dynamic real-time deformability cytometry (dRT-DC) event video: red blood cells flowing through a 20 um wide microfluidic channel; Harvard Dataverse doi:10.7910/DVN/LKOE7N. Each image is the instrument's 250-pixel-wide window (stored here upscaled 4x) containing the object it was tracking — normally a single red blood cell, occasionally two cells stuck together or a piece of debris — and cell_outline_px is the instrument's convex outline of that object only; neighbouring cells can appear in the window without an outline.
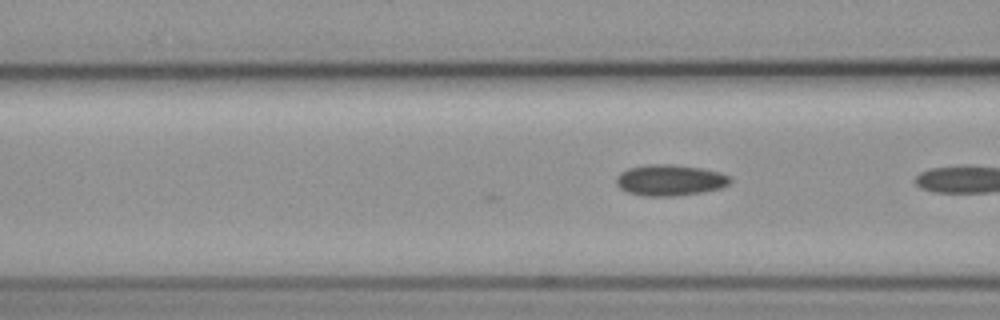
{"species": "common noctule bat (a hibernating species)", "species_latin": "Nyctalus noctula", "temperature_condition": "cold", "stored_images_in_passage": 5, "camera_frame_rate_fps": 3000, "um_per_image_px": 0.085, "animal": {"sex": "female", "body_mass_g": 19.3, "forearm_length_mm": 54.1}, "frame": {"image": 1, "passage_image": 5, "time_ms": 1.333, "image_size_px": [1000, 320], "cell_outline_px": [[732, 180], [728, 184], [720, 188], [704, 192], [676, 196], [644, 196], [628, 192], [620, 188], [616, 184], [616, 176], [620, 172], [628, 168], [648, 164], [672, 164], [700, 168], [720, 172], [728, 176]], "centroid_in_image_um": [56.92, 15.31], "position_along_channel_um": 109.7, "area_um2": 20.69}}